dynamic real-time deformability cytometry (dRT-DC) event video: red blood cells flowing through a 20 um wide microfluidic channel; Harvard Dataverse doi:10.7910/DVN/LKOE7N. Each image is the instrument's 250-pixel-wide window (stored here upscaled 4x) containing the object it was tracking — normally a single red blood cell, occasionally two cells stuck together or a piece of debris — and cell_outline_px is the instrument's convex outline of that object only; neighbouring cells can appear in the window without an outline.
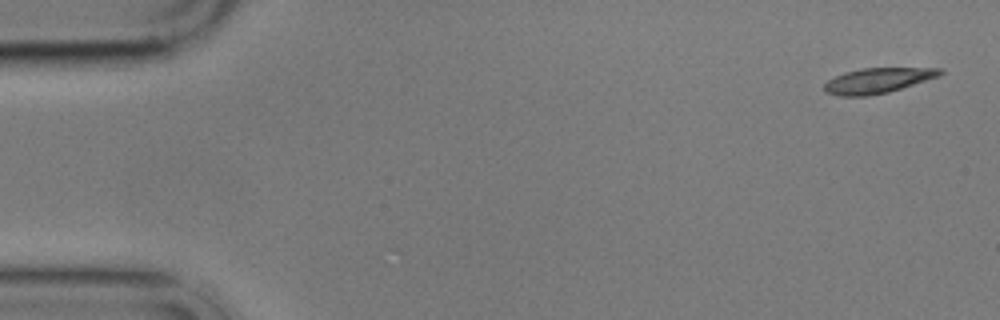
{"species": "common noctule bat (a hibernating species)", "species_latin": "Nyctalus noctula", "temperature_condition": "cold", "stored_images_in_passage": 5, "camera_frame_rate_fps": 3000, "um_per_image_px": 0.085, "animal": {"sex": "male", "body_mass_g": 17.9}, "frame": {"image": 1, "passage_image": 1, "time_ms": 0.0, "image_size_px": [1000, 320], "cell_outline_px": [[944, 72], [940, 76], [888, 92], [868, 96], [840, 96], [824, 92], [824, 84], [828, 80], [844, 72], [860, 68], [944, 68]], "centroid_in_image_um": [74.6, 6.84], "position_along_channel_um": 10.4, "area_um2": 17.05}}
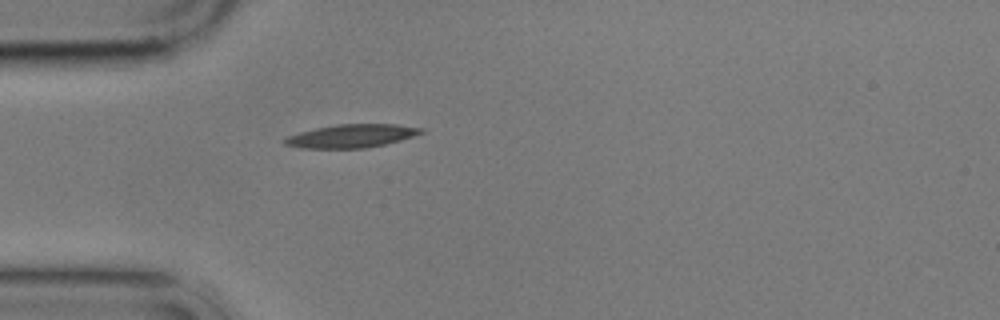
{"frame": {"image": 2, "passage_image": 5, "time_ms": 4.667, "image_size_px": [1000, 320], "cell_outline_px": [[424, 132], [400, 140], [384, 144], [364, 148], [300, 148], [284, 144], [284, 140], [288, 136], [300, 132], [316, 128], [336, 124], [396, 124], [424, 128]], "centroid_in_image_um": [29.88, 11.55], "position_along_channel_um": 55.1, "area_um2": 18.32}}